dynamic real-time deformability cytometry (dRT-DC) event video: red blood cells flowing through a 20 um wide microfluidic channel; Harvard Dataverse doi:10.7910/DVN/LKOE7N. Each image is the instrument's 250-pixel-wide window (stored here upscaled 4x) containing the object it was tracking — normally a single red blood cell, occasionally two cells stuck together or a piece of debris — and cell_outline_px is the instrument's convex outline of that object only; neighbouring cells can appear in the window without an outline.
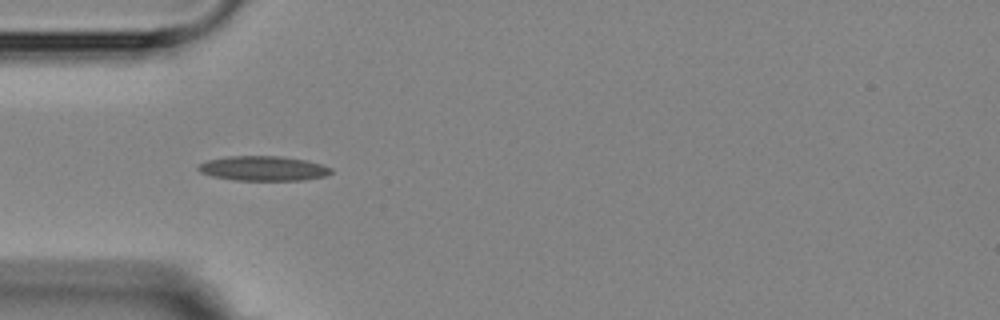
{"species": "Egyptian fruit bat (a non-hibernating species)", "species_latin": "Rousettus aegyptiacus", "temperature_condition": "room temperature", "stored_images_in_passage": 1, "camera_frame_rate_fps": 3000, "um_per_image_px": 0.085, "animal": {"sex": "female"}, "frame": {"image": 1, "passage_image": 1, "time_ms": 0.0, "image_size_px": [1000, 320], "cell_outline_px": [[332, 172], [324, 176], [304, 180], [236, 180], [212, 176], [200, 172], [196, 168], [196, 164], [208, 160], [224, 156], [280, 156], [308, 160], [332, 168]], "centroid_in_image_um": [22.34, 14.3], "position_along_channel_um": 62.7, "area_um2": 19.25}}